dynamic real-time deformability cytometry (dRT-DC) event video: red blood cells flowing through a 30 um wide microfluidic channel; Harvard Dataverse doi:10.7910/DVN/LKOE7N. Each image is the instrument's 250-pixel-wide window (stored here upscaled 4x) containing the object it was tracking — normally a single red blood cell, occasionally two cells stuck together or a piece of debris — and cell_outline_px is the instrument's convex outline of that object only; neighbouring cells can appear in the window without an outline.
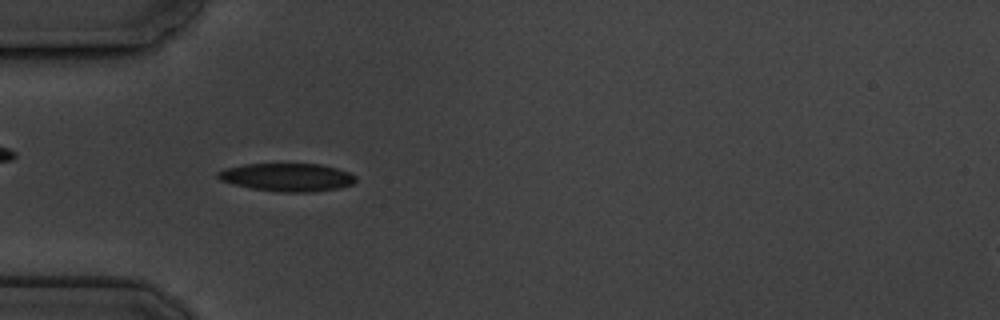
{"species": "common noctule bat (a hibernating species)", "species_latin": "Nyctalus noctula", "temperature_condition": "cold", "stored_images_in_passage": 7, "camera_frame_rate_fps": 3000, "um_per_image_px": 0.085, "animal": {"sex": "male", "body_mass_g": 19.5, "forearm_length_mm": 54.6}, "frame": {"image": 1, "passage_image": 5, "time_ms": 4.333, "image_size_px": [1000, 320], "cell_outline_px": [[356, 180], [352, 184], [340, 188], [312, 192], [280, 192], [252, 188], [220, 180], [216, 176], [216, 172], [224, 168], [244, 164], [320, 164], [336, 168], [348, 172], [356, 176]], "centroid_in_image_um": [24.41, 15.06], "position_along_channel_um": 60.6, "area_um2": 22.48}}